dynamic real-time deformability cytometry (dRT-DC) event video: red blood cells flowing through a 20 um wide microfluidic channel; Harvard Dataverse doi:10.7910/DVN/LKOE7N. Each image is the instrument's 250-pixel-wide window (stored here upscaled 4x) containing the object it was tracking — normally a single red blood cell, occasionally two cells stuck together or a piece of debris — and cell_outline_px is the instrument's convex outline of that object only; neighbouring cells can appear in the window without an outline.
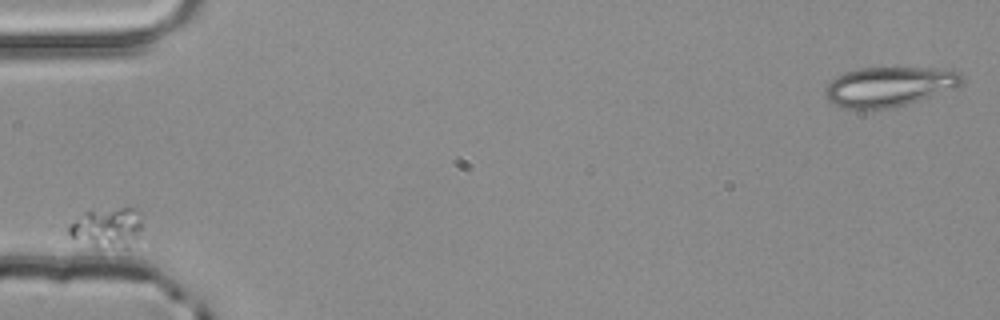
{"species": "common noctule bat (a hibernating species)", "species_latin": "Nyctalus noctula", "temperature_condition": "room temperature", "stored_images_in_passage": 2, "camera_frame_rate_fps": 3000, "um_per_image_px": 0.085, "animal": {"sex": "male", "body_mass_g": 20.4}, "frame": {"image": 1, "passage_image": 1, "time_ms": 0.0, "image_size_px": [1000, 320], "cell_outline_px": [[140, 228], [136, 236], [128, 248], [96, 248], [68, 236], [68, 228], [84, 212], [120, 208], [136, 208], [140, 220]], "centroid_in_image_um": [9.07, 19.38], "position_along_channel_um": 75.9, "area_um2": 16.7}}
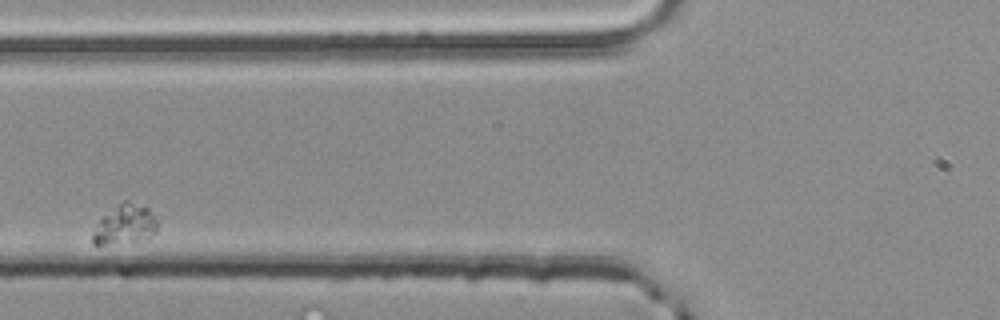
{"frame": {"image": 2, "passage_image": 2, "time_ms": 0.333, "image_size_px": [1000, 320], "cell_outline_px": [[156, 232], [148, 240], [104, 244], [92, 244], [92, 232], [100, 220], [104, 216], [124, 200], [128, 200], [148, 208], [156, 220]], "centroid_in_image_um": [10.64, 19.11], "position_along_channel_um": 115.2, "area_um2": 14.68}}